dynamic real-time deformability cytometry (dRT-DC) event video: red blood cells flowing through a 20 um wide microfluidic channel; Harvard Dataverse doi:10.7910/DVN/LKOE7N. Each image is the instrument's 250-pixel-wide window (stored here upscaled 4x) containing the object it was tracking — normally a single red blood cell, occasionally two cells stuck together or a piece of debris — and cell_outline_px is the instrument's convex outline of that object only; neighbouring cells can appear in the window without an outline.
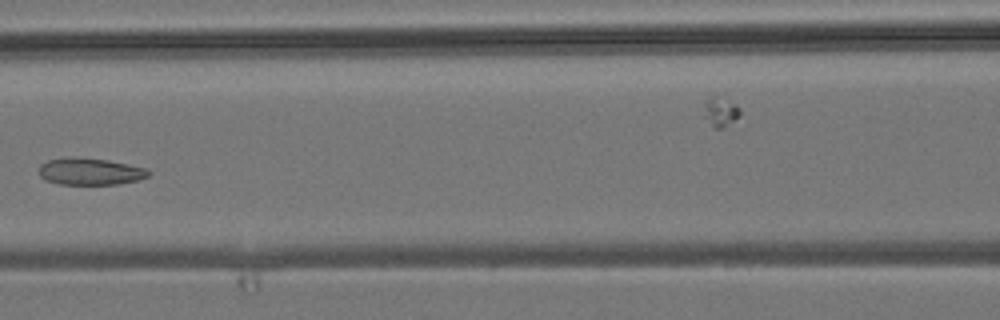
{"species": "common noctule bat (a hibernating species)", "species_latin": "Nyctalus noctula", "temperature_condition": "room temperature", "stored_images_in_passage": 9, "camera_frame_rate_fps": 3000, "um_per_image_px": 0.085, "animal": {"sex": "male", "body_mass_g": 19.2, "forearm_length_mm": 51.8}, "frame": {"image": 1, "passage_image": 7, "time_ms": 7.0, "image_size_px": [1000, 320], "cell_outline_px": [[152, 172], [148, 176], [140, 180], [120, 184], [60, 184], [44, 180], [40, 176], [40, 164], [48, 160], [68, 156], [108, 160], [148, 168]], "centroid_in_image_um": [7.69, 14.57], "position_along_channel_um": 158.9, "area_um2": 17.4}}
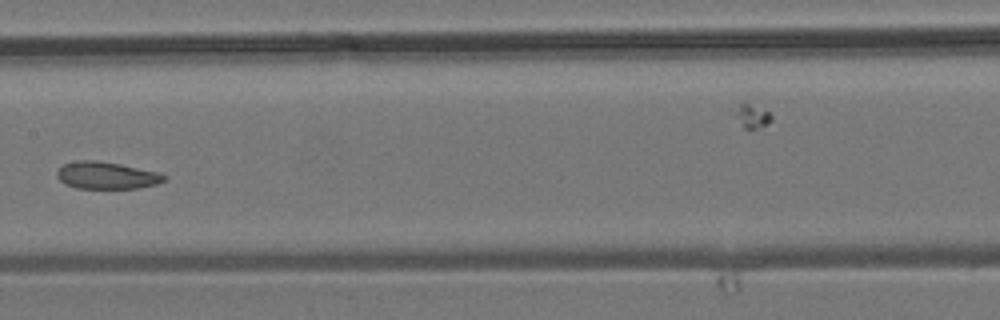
{"frame": {"image": 2, "passage_image": 8, "time_ms": 8.0, "image_size_px": [1000, 320], "cell_outline_px": [[164, 180], [156, 184], [136, 188], [76, 188], [64, 184], [56, 176], [56, 172], [64, 164], [76, 160], [96, 160], [120, 164], [156, 172], [164, 176]], "centroid_in_image_um": [8.98, 14.91], "position_along_channel_um": 198.4, "area_um2": 16.7}}